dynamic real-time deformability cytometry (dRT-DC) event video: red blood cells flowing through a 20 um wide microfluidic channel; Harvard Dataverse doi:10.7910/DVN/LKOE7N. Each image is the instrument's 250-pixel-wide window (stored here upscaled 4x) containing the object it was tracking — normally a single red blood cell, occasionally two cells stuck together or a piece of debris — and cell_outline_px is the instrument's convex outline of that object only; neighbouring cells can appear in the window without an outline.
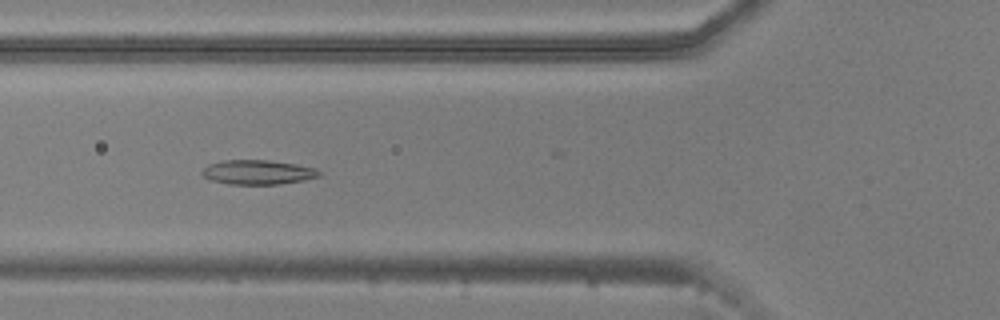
{"species": "common noctule bat (a hibernating species)", "species_latin": "Nyctalus noctula", "temperature_condition": "warm", "stored_images_in_passage": 38, "camera_frame_rate_fps": 3000, "um_per_image_px": 0.085, "animal": {"sex": "male", "body_mass_g": 20.5, "forearm_length_mm": 52.5}, "frame": {"image": 1, "passage_image": 3, "time_ms": 0.667, "image_size_px": [1000, 320], "cell_outline_px": [[320, 176], [304, 180], [280, 184], [228, 184], [212, 180], [204, 176], [200, 172], [208, 164], [224, 160], [268, 160], [296, 164], [316, 168], [320, 172]], "centroid_in_image_um": [21.92, 14.63], "position_along_channel_um": 103.9, "area_um2": 16.65}}
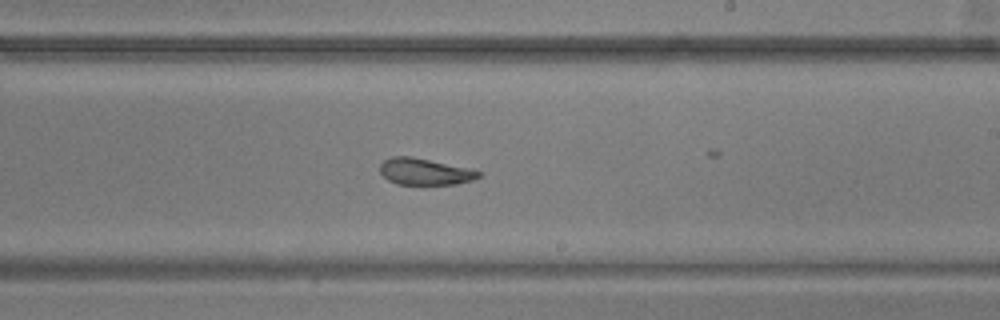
{"frame": {"image": 2, "passage_image": 15, "time_ms": 4.667, "image_size_px": [1000, 320], "cell_outline_px": [[480, 176], [472, 180], [456, 184], [396, 184], [388, 180], [380, 172], [380, 164], [384, 160], [392, 156], [412, 156], [472, 168], [480, 172]], "centroid_in_image_um": [36.11, 14.57], "position_along_channel_um": 252.9, "area_um2": 15.37}}
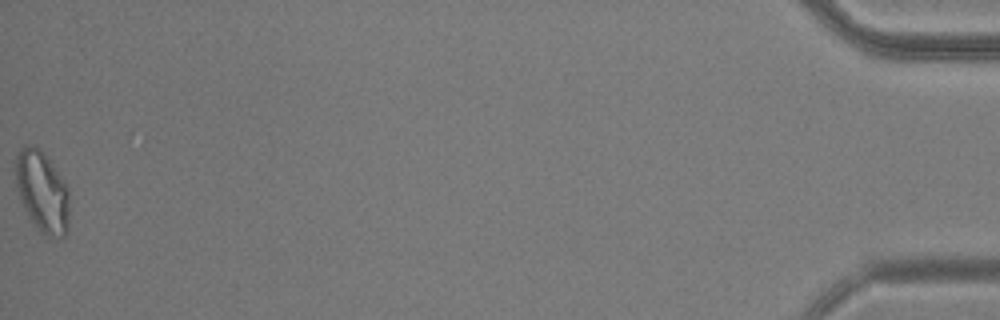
{"frame": {"image": 3, "passage_image": 38, "time_ms": 12.333, "image_size_px": [1000, 320], "cell_outline_px": [[68, 228], [64, 236], [44, 236], [40, 232], [24, 208], [20, 200], [16, 184], [12, 160], [20, 148], [24, 144], [32, 144], [48, 160], [64, 180], [68, 188]], "centroid_in_image_um": [3.53, 16.26], "position_along_channel_um": 431.7, "area_um2": 25.43}}